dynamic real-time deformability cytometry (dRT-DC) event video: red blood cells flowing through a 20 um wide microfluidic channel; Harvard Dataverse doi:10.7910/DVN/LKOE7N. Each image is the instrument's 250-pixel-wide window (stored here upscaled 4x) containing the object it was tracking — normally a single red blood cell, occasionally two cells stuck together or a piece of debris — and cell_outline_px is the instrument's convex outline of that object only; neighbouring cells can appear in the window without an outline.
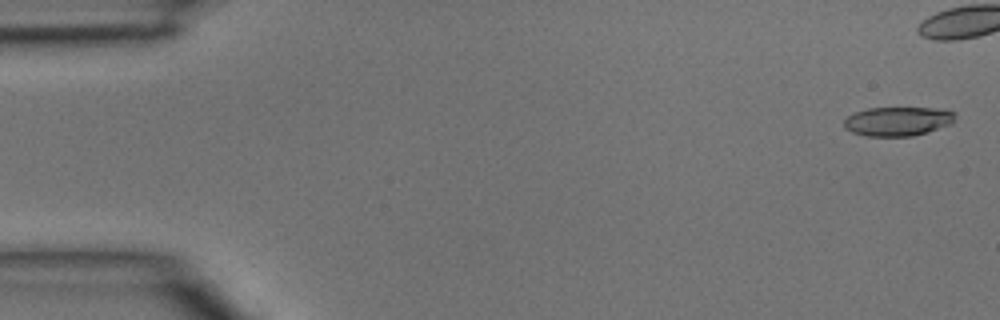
{"species": "common noctule bat (a hibernating species)", "species_latin": "Nyctalus noctula", "temperature_condition": "room temperature", "stored_images_in_passage": 5, "camera_frame_rate_fps": 3000, "um_per_image_px": 0.085, "animal": {"sex": "male", "body_mass_g": 15.6}, "frame": {"image": 1, "passage_image": 1, "time_ms": 0.0, "image_size_px": [1000, 320], "cell_outline_px": [[956, 116], [952, 124], [928, 132], [912, 136], [868, 136], [852, 132], [844, 128], [844, 120], [848, 116], [856, 112], [868, 108], [944, 108], [956, 112]], "centroid_in_image_um": [76.37, 10.3], "position_along_channel_um": 8.6, "area_um2": 19.02}}
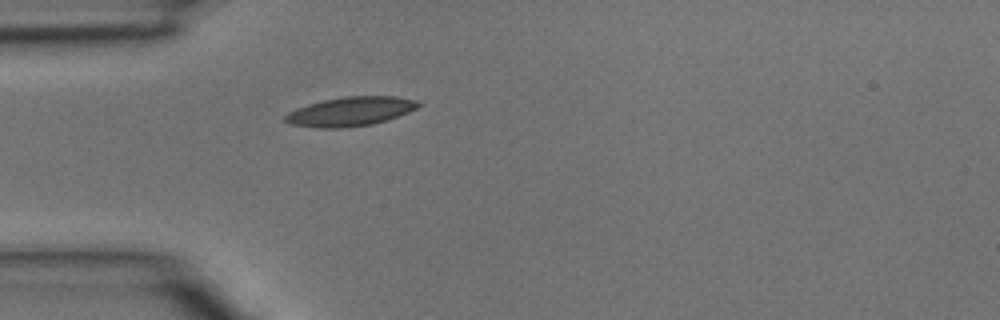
{"frame": {"image": 2, "passage_image": 5, "time_ms": 1.333, "image_size_px": [1000, 320], "cell_outline_px": [[424, 104], [408, 112], [388, 120], [372, 124], [344, 128], [320, 128], [288, 124], [284, 120], [284, 116], [288, 112], [296, 108], [308, 104], [324, 100], [344, 96], [396, 96], [416, 100]], "centroid_in_image_um": [29.79, 9.47], "position_along_channel_um": 55.2, "area_um2": 22.77}}